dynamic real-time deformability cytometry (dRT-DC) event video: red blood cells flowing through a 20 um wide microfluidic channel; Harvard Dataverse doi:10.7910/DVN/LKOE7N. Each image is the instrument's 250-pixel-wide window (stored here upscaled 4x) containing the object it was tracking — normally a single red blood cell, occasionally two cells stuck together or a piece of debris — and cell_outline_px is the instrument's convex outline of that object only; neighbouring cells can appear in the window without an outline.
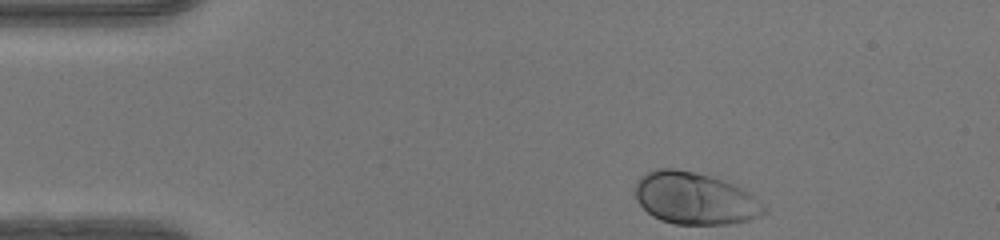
{"species": "human", "species_latin": "Homo sapiens", "temperature_condition": "warm", "stored_images_in_passage": 35, "camera_frame_rate_fps": 3000, "um_per_image_px": 0.085, "donor": {"sex": "female"}, "frame": {"image": 1, "passage_image": 1, "time_ms": 0.0, "image_size_px": [1000, 240], "cell_outline_px": [[768, 212], [760, 216], [748, 220], [728, 224], [676, 224], [660, 220], [652, 216], [636, 200], [636, 180], [640, 176], [656, 168], [672, 168], [692, 172], [708, 176], [732, 184], [748, 192], [768, 208]], "centroid_in_image_um": [59.05, 16.88], "position_along_channel_um": 25.9, "area_um2": 38.84}}
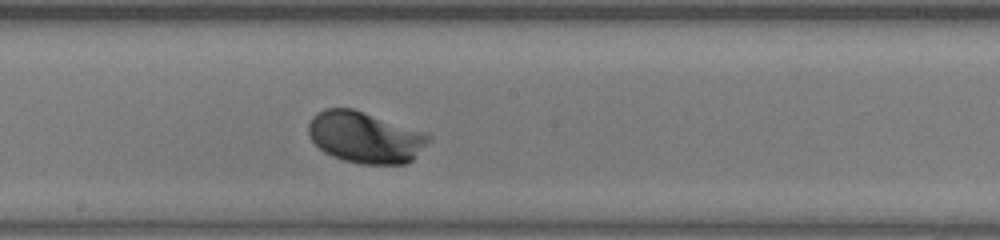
{"frame": {"image": 2, "passage_image": 20, "time_ms": 6.333, "image_size_px": [1000, 240], "cell_outline_px": [[432, 140], [412, 160], [404, 164], [360, 164], [344, 160], [332, 156], [324, 152], [308, 136], [308, 124], [312, 116], [316, 112], [324, 108], [352, 108], [424, 132], [432, 136]], "centroid_in_image_um": [31.03, 11.67], "position_along_channel_um": 217.2, "area_um2": 36.01}}
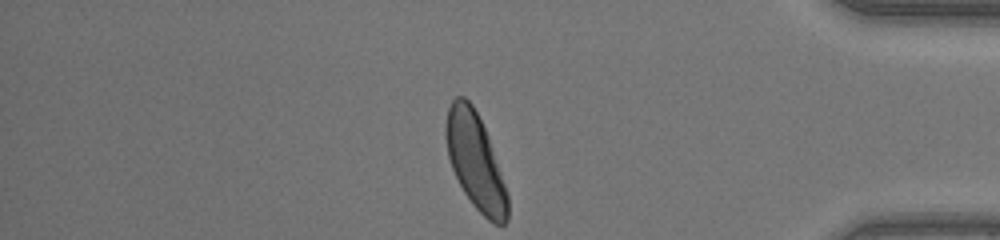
{"frame": {"image": 3, "passage_image": 35, "time_ms": 11.333, "image_size_px": [1000, 240], "cell_outline_px": [[508, 220], [504, 224], [496, 224], [488, 220], [472, 204], [464, 192], [452, 168], [448, 156], [444, 136], [444, 124], [448, 108], [452, 100], [456, 96], [464, 96], [472, 104], [484, 128], [504, 184], [508, 196]], "centroid_in_image_um": [40.36, 13.69], "position_along_channel_um": 394.8, "area_um2": 34.04}, "authors_computed_cell_mechanics": {"area_um2": 35.3736, "velocity_mm_per_s": 4.1666, "shape_relaxation_time_tau1_ms": 1.2785, "shape_relaxation_time_tau2_ms": null, "deformation_change_tau1": 0.1119, "deformation_change_tau2": null}}